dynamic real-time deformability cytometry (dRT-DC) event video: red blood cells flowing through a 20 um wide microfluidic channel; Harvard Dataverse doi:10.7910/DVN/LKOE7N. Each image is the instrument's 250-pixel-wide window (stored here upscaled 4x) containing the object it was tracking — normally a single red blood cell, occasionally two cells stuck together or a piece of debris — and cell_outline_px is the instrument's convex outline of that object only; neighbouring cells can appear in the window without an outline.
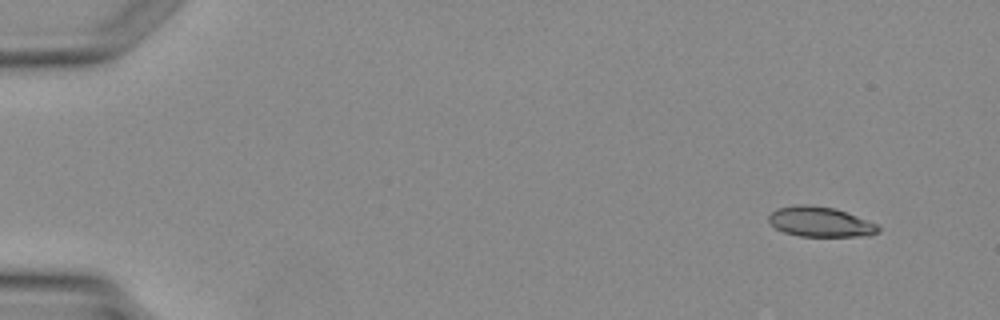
{"species": "Egyptian fruit bat (a non-hibernating species)", "species_latin": "Rousettus aegyptiacus", "temperature_condition": "warm", "stored_images_in_passage": 4, "camera_frame_rate_fps": 3000, "um_per_image_px": 0.085, "animal": {"sex": "female"}, "frame": {"image": 1, "passage_image": 1, "time_ms": 0.0, "image_size_px": [1000, 320], "cell_outline_px": [[880, 232], [868, 236], [800, 236], [784, 232], [776, 228], [768, 220], [768, 216], [776, 208], [800, 204], [804, 204], [836, 208], [880, 224]], "centroid_in_image_um": [69.78, 18.85], "position_along_channel_um": 15.2, "area_um2": 19.36}}
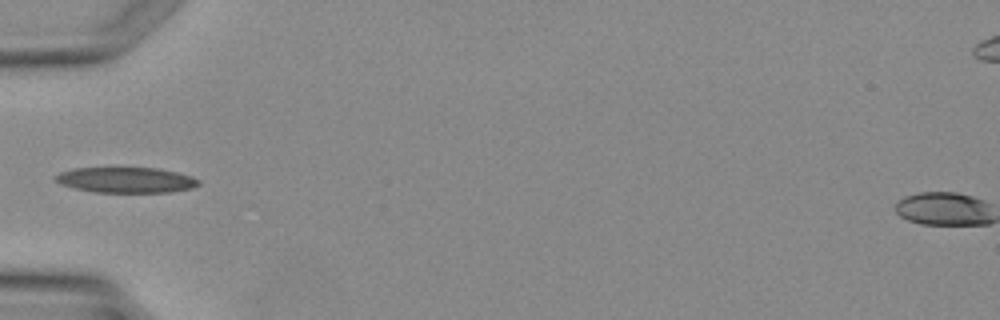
{"frame": {"image": 2, "passage_image": 4, "time_ms": 3.667, "image_size_px": [1000, 320], "cell_outline_px": [[200, 184], [192, 188], [168, 192], [96, 192], [76, 188], [60, 184], [52, 176], [60, 172], [72, 168], [160, 168], [192, 176], [200, 180]], "centroid_in_image_um": [10.71, 15.29], "position_along_channel_um": 74.3, "area_um2": 21.27}}